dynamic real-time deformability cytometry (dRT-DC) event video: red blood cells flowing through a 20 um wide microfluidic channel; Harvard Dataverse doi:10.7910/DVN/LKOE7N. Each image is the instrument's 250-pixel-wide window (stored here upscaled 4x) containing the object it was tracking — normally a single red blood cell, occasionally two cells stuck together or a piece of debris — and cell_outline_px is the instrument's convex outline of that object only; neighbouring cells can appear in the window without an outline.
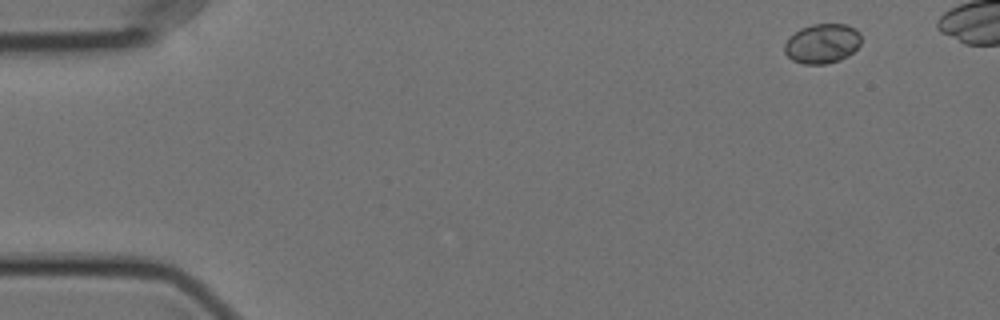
{"species": "Egyptian fruit bat (a non-hibernating species)", "species_latin": "Rousettus aegyptiacus", "temperature_condition": "cold", "stored_images_in_passage": 48, "camera_frame_rate_fps": 3000, "um_per_image_px": 0.085, "animal": {"sex": "female"}, "frame": {"image": 1, "passage_image": 1, "time_ms": 0.0, "image_size_px": [1000, 320], "cell_outline_px": [[860, 44], [848, 56], [840, 60], [828, 64], [804, 64], [792, 60], [784, 52], [784, 44], [788, 36], [800, 28], [812, 24], [844, 24], [856, 28], [860, 32]], "centroid_in_image_um": [69.86, 3.7], "position_along_channel_um": 15.1, "area_um2": 17.92}}
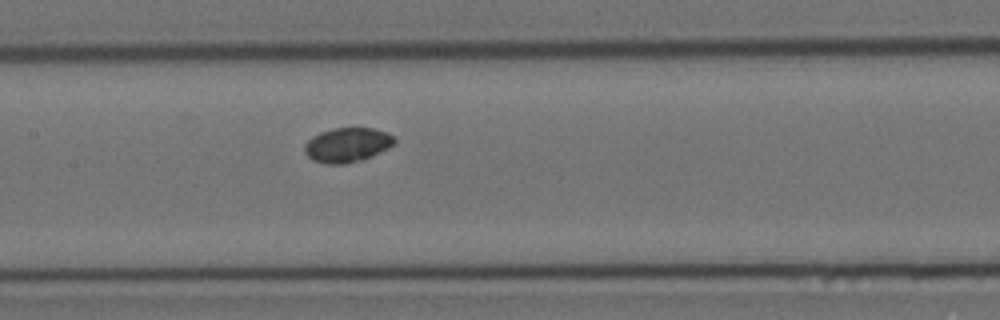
{"frame": {"image": 2, "passage_image": 24, "time_ms": 7.667, "image_size_px": [1000, 320], "cell_outline_px": [[396, 144], [372, 156], [360, 160], [344, 164], [324, 164], [312, 160], [304, 152], [304, 144], [312, 136], [320, 132], [332, 128], [372, 128], [388, 132], [396, 140]], "centroid_in_image_um": [29.51, 12.32], "position_along_channel_um": 177.9, "area_um2": 18.21}}
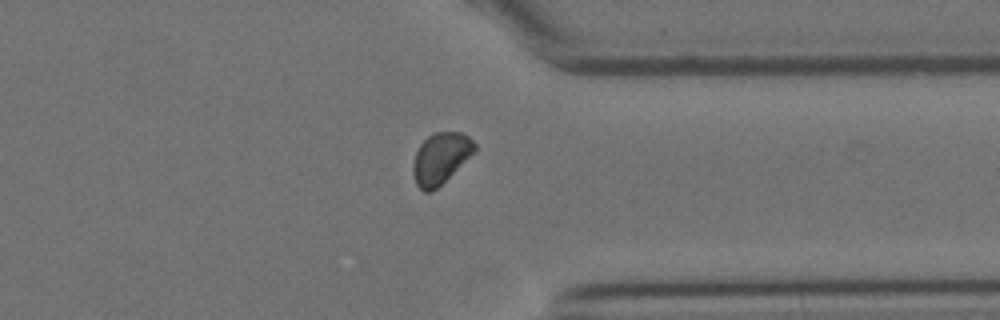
{"frame": {"image": 3, "passage_image": 41, "time_ms": 13.333, "image_size_px": [1000, 320], "cell_outline_px": [[476, 148], [432, 192], [424, 192], [416, 184], [412, 172], [412, 164], [416, 152], [420, 144], [428, 136], [436, 132], [460, 132], [468, 136], [476, 144]], "centroid_in_image_um": [37.39, 13.44], "position_along_channel_um": 374.0, "area_um2": 17.74}}